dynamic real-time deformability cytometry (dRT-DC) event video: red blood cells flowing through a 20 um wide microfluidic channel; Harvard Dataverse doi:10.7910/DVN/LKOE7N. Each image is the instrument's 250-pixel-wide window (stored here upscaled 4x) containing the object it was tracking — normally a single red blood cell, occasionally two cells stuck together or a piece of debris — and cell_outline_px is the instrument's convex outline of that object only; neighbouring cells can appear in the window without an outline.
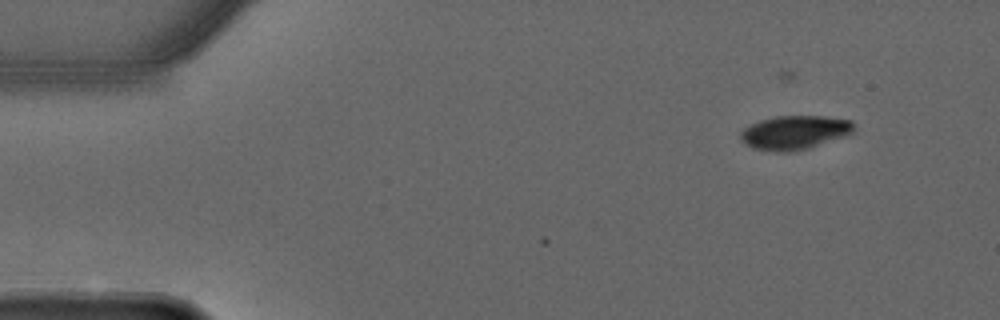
{"species": "common noctule bat (a hibernating species)", "species_latin": "Nyctalus noctula", "temperature_condition": "warm", "stored_images_in_passage": 5, "camera_frame_rate_fps": 3000, "um_per_image_px": 0.085, "animal": {"sex": "male", "forearm_length_mm": 52.5}, "frame": {"image": 1, "passage_image": 1, "time_ms": 0.0, "image_size_px": [1000, 320], "cell_outline_px": [[856, 128], [848, 136], [808, 148], [788, 152], [776, 152], [752, 148], [744, 144], [740, 140], [740, 132], [744, 128], [760, 120], [776, 116], [824, 116], [852, 120]], "centroid_in_image_um": [67.56, 11.26], "position_along_channel_um": 17.4, "area_um2": 22.66}}